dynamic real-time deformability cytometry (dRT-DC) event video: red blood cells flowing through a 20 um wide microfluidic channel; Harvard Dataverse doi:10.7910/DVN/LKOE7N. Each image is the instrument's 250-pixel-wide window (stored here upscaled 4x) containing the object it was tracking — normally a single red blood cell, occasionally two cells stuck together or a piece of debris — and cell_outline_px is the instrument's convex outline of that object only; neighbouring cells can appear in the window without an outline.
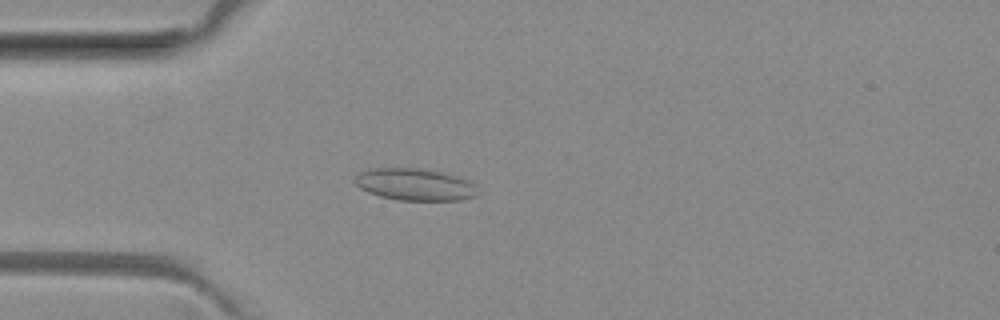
{"species": "common noctule bat (a hibernating species)", "species_latin": "Nyctalus noctula", "temperature_condition": "room temperature", "stored_images_in_passage": 49, "camera_frame_rate_fps": 3000, "um_per_image_px": 0.085, "animal": {"sex": "female", "body_mass_g": 29.2, "forearm_length_mm": 56.3}, "frame": {"image": 1, "passage_image": 12, "time_ms": 3.667, "image_size_px": [1000, 320], "cell_outline_px": [[476, 196], [460, 200], [396, 200], [380, 196], [368, 192], [360, 188], [352, 180], [360, 172], [376, 168], [416, 168], [440, 172], [456, 176], [468, 180], [476, 184]], "centroid_in_image_um": [35.25, 15.69], "position_along_channel_um": 49.7, "area_um2": 22.77}}
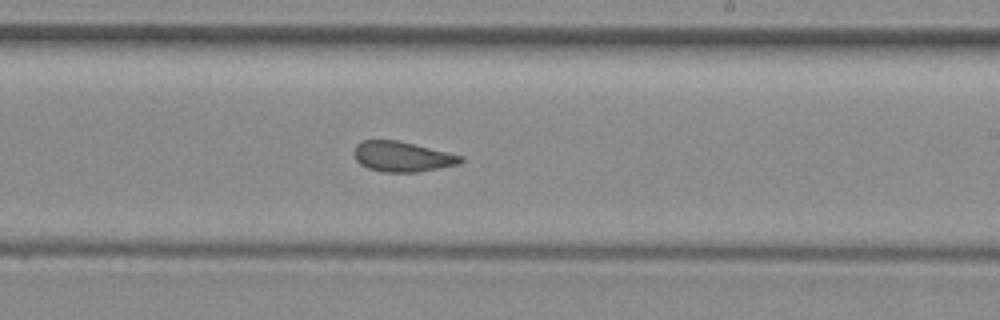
{"frame": {"image": 2, "passage_image": 28, "time_ms": 9.0, "image_size_px": [1000, 320], "cell_outline_px": [[464, 160], [460, 164], [420, 172], [384, 172], [368, 168], [360, 164], [356, 160], [352, 152], [356, 144], [364, 140], [396, 140], [448, 152], [464, 156]], "centroid_in_image_um": [34.19, 13.32], "position_along_channel_um": 254.8, "area_um2": 18.9}}
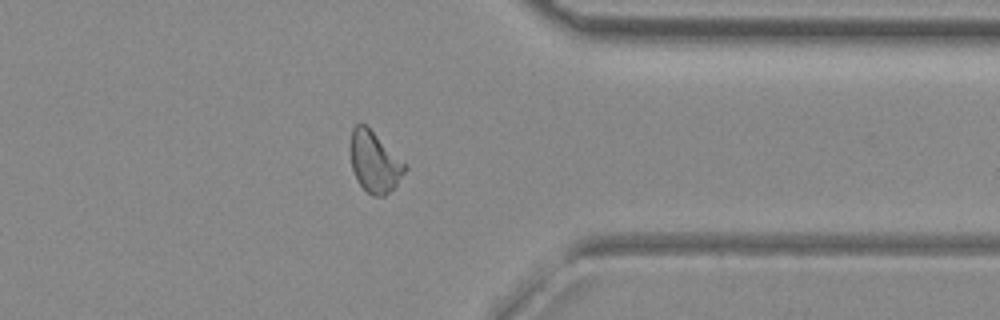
{"frame": {"image": 3, "passage_image": 38, "time_ms": 12.333, "image_size_px": [1000, 320], "cell_outline_px": [[408, 168], [396, 184], [384, 196], [372, 196], [356, 180], [352, 168], [352, 128], [356, 124], [364, 124], [408, 164]], "centroid_in_image_um": [31.87, 13.79], "position_along_channel_um": 379.5, "area_um2": 18.9}, "authors_computed_cell_mechanics": {"area_um2": 19.7098, "velocity_mm_per_s": 4.0398, "shape_relaxation_time_tau1_ms": null, "shape_relaxation_time_tau2_ms": 1.6926, "deformation_change_tau1": null, "deformation_change_tau2": 0.0556}}